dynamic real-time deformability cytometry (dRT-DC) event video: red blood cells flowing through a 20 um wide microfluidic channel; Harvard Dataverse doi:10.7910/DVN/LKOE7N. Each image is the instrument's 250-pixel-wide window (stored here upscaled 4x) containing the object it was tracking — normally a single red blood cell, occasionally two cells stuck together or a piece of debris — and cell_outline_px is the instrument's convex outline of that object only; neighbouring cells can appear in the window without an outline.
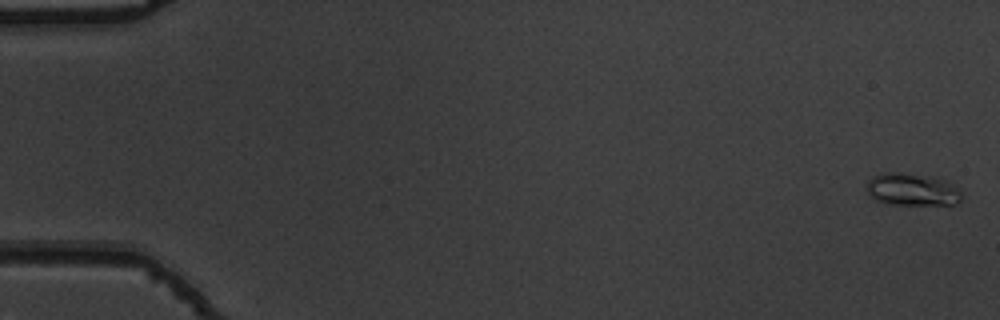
{"species": "common noctule bat (a hibernating species)", "species_latin": "Nyctalus noctula", "temperature_condition": "warm", "stored_images_in_passage": 55, "camera_frame_rate_fps": 3000, "um_per_image_px": 0.085, "animal": {"sex": "male", "body_mass_g": 19.5, "forearm_length_mm": 54.6}, "frame": {"image": 1, "passage_image": 2, "time_ms": 0.333, "image_size_px": [1000, 320], "cell_outline_px": [[964, 196], [960, 200], [952, 204], [884, 204], [876, 200], [864, 188], [868, 180], [872, 176], [884, 172], [896, 172], [932, 176], [944, 180], [960, 188]], "centroid_in_image_um": [77.52, 16.1], "position_along_channel_um": 7.5, "area_um2": 18.15}}
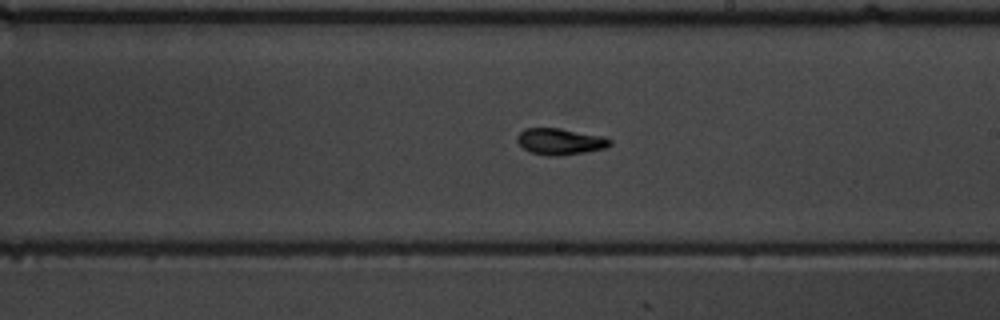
{"frame": {"image": 2, "passage_image": 33, "time_ms": 10.667, "image_size_px": [1000, 320], "cell_outline_px": [[612, 144], [608, 148], [584, 152], [556, 156], [552, 156], [532, 152], [524, 148], [516, 140], [516, 136], [524, 128], [560, 128], [604, 136], [612, 140]], "centroid_in_image_um": [47.65, 12.01], "position_along_channel_um": 241.4, "area_um2": 14.28}}
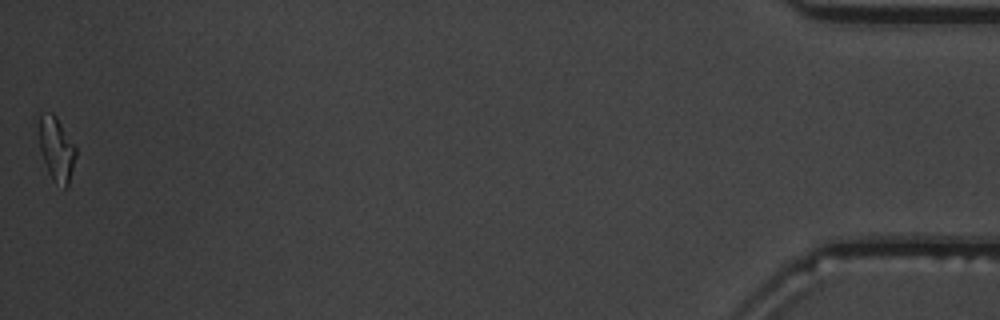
{"frame": {"image": 3, "passage_image": 55, "time_ms": 18.0, "image_size_px": [1000, 320], "cell_outline_px": [[76, 156], [68, 188], [64, 188], [52, 180], [48, 172], [40, 148], [40, 112], [52, 112], [56, 116], [76, 148]], "centroid_in_image_um": [4.82, 12.69], "position_along_channel_um": 430.4, "area_um2": 13.58}, "authors_computed_cell_mechanics": {"area_um2": 14.0454, "velocity_mm_per_s": 3.8212, "shape_relaxation_time_tau1_ms": 3.4875, "shape_relaxation_time_tau2_ms": 2.4063, "deformation_change_tau1": 0.1288, "deformation_change_tau2": 0.0858}}